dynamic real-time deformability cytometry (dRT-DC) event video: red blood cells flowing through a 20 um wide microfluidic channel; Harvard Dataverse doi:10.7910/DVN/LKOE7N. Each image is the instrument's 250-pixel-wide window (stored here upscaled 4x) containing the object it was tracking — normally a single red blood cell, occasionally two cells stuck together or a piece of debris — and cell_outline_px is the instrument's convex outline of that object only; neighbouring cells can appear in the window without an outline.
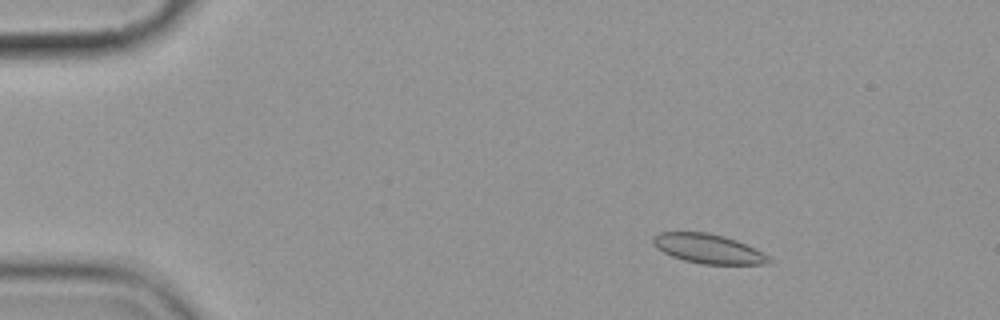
{"species": "common noctule bat (a hibernating species)", "species_latin": "Nyctalus noctula", "temperature_condition": "cold", "stored_images_in_passage": 9, "camera_frame_rate_fps": 3000, "um_per_image_px": 0.085, "animal": {"sex": "female", "body_mass_g": 19.9}, "frame": {"image": 1, "passage_image": 1, "time_ms": 0.0, "image_size_px": [1000, 320], "cell_outline_px": [[772, 260], [764, 264], [700, 264], [684, 260], [672, 256], [656, 248], [652, 244], [652, 236], [660, 232], [708, 232], [724, 236], [736, 240], [756, 248], [768, 256]], "centroid_in_image_um": [60.17, 21.13], "position_along_channel_um": 24.8, "area_um2": 19.88}}
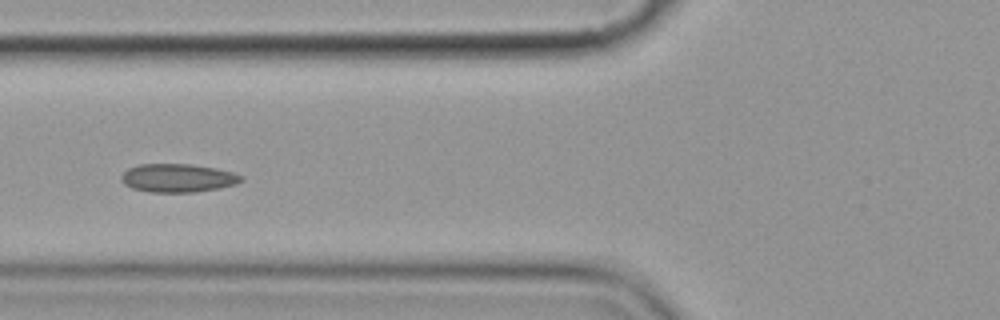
{"frame": {"image": 2, "passage_image": 5, "time_ms": 4.667, "image_size_px": [1000, 320], "cell_outline_px": [[244, 180], [236, 184], [220, 188], [196, 192], [148, 192], [132, 188], [124, 184], [120, 180], [120, 176], [128, 168], [140, 164], [188, 164], [216, 168], [232, 172], [244, 176]], "centroid_in_image_um": [15.12, 15.13], "position_along_channel_um": 110.7, "area_um2": 20.0}}
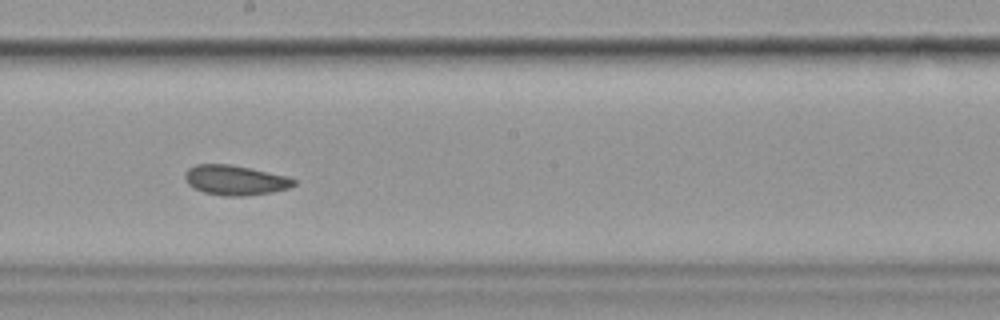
{"frame": {"image": 3, "passage_image": 8, "time_ms": 8.0, "image_size_px": [1000, 320], "cell_outline_px": [[296, 184], [288, 188], [272, 192], [244, 196], [224, 196], [204, 192], [188, 184], [184, 180], [184, 172], [188, 168], [196, 164], [228, 164], [252, 168], [288, 176], [296, 180]], "centroid_in_image_um": [19.99, 15.3], "position_along_channel_um": 228.2, "area_um2": 19.07}}